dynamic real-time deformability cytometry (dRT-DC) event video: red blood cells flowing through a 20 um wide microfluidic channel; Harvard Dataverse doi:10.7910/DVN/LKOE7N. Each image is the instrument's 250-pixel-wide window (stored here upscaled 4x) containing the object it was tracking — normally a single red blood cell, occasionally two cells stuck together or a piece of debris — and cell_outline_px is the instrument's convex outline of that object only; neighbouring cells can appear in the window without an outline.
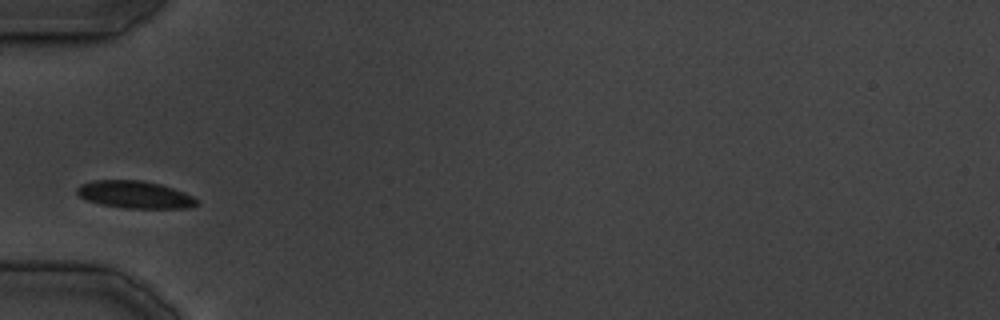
{"species": "common noctule bat (a hibernating species)", "species_latin": "Nyctalus noctula", "temperature_condition": "cold", "stored_images_in_passage": 16, "camera_frame_rate_fps": 3000, "um_per_image_px": 0.085, "animal": {"sex": "male", "body_mass_g": 19.5, "forearm_length_mm": 54.6}, "frame": {"image": 1, "passage_image": 1, "time_ms": 0.0, "image_size_px": [1000, 320], "cell_outline_px": [[196, 204], [188, 208], [124, 208], [100, 204], [88, 200], [80, 196], [76, 192], [76, 188], [80, 184], [92, 180], [144, 180], [160, 184], [184, 192], [192, 196], [196, 200]], "centroid_in_image_um": [11.42, 16.53], "position_along_channel_um": 73.6, "area_um2": 19.02}}
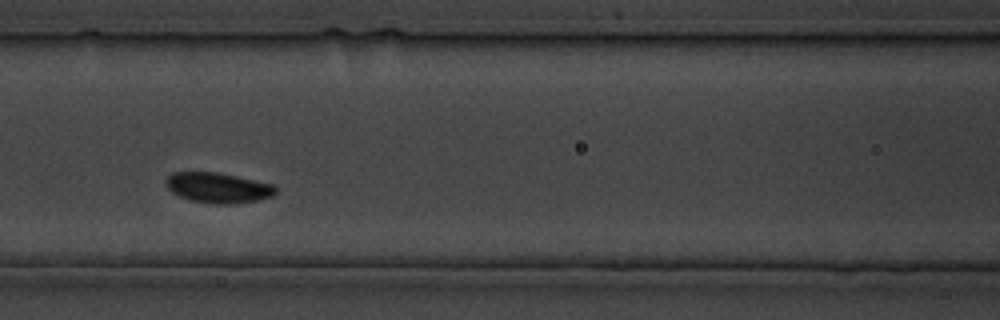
{"frame": {"image": 2, "passage_image": 5, "time_ms": 5.333, "image_size_px": [1000, 320], "cell_outline_px": [[276, 192], [272, 196], [256, 200], [236, 204], [216, 204], [192, 200], [180, 196], [172, 192], [164, 184], [164, 180], [172, 172], [216, 172], [236, 176], [272, 184], [276, 188]], "centroid_in_image_um": [18.5, 15.95], "position_along_channel_um": 148.1, "area_um2": 19.25}}